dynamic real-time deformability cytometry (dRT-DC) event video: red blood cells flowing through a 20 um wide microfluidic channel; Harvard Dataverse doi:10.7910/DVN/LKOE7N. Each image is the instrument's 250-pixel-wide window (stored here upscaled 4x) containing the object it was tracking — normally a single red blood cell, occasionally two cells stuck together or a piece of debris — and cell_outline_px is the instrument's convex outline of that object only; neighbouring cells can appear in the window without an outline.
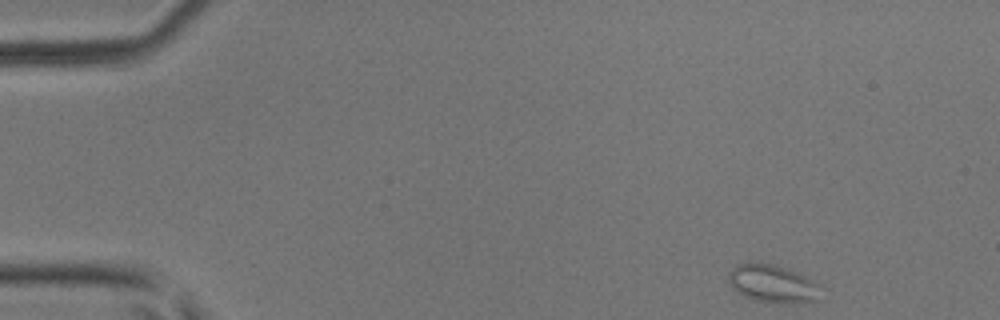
{"species": "common noctule bat (a hibernating species)", "species_latin": "Nyctalus noctula", "temperature_condition": "room temperature", "stored_images_in_passage": 45, "camera_frame_rate_fps": 3000, "um_per_image_px": 0.085, "animal": {"sex": "male", "body_mass_g": 17.9, "forearm_length_mm": 54.2}, "frame": {"image": 1, "passage_image": 1, "time_ms": 0.0, "image_size_px": [1000, 320], "cell_outline_px": [[816, 300], [760, 300], [744, 296], [736, 292], [732, 288], [728, 280], [728, 272], [736, 264], [748, 260], [772, 264], [796, 272], [812, 280], [816, 284]], "centroid_in_image_um": [65.48, 24.0], "position_along_channel_um": 19.5, "area_um2": 19.25}}
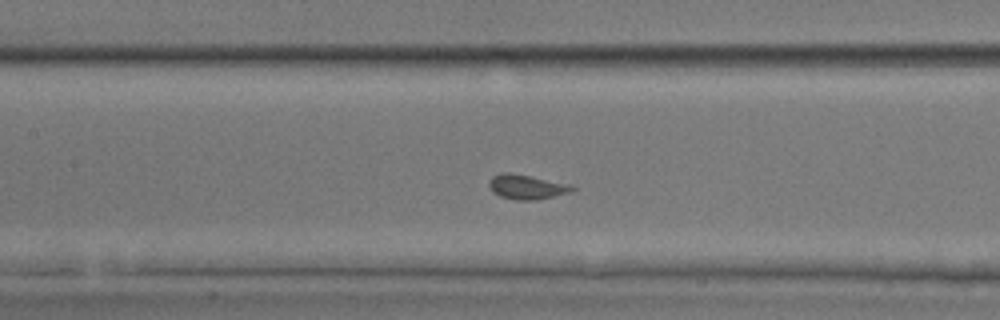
{"frame": {"image": 2, "passage_image": 19, "time_ms": 6.0, "image_size_px": [1000, 320], "cell_outline_px": [[576, 188], [572, 192], [536, 200], [516, 200], [500, 196], [492, 192], [488, 184], [488, 180], [492, 176], [500, 172], [508, 172], [568, 184]], "centroid_in_image_um": [44.72, 15.89], "position_along_channel_um": 162.7, "area_um2": 11.85}}
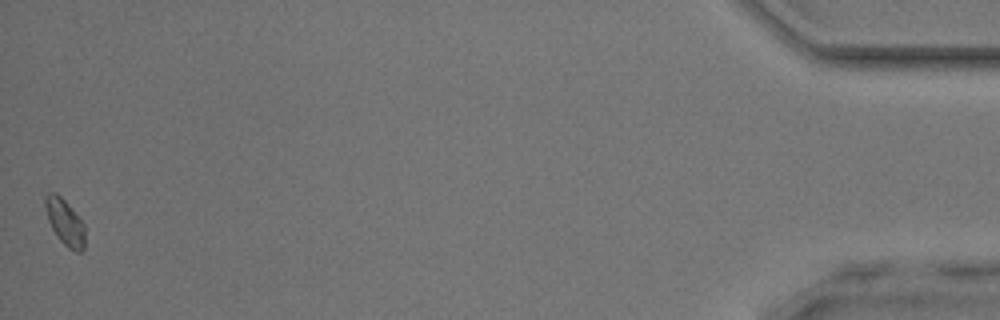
{"frame": {"image": 3, "passage_image": 45, "time_ms": 14.667, "image_size_px": [1000, 320], "cell_outline_px": [[84, 248], [80, 252], [76, 252], [68, 248], [56, 236], [48, 220], [44, 204], [44, 196], [48, 192], [56, 192], [68, 204], [84, 224]], "centroid_in_image_um": [5.49, 18.87], "position_along_channel_um": 429.7, "area_um2": 10.64}}